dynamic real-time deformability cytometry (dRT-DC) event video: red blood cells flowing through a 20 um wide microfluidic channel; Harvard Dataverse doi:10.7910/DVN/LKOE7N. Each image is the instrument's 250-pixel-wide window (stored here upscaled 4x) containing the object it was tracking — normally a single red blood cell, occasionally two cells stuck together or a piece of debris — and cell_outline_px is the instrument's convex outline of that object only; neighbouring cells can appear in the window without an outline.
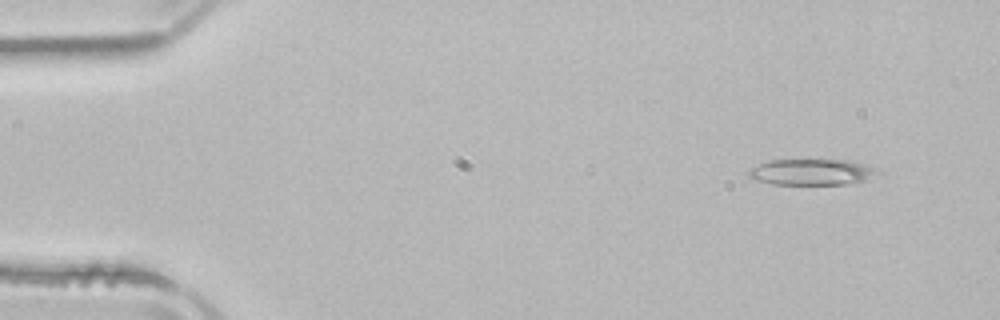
{"species": "common noctule bat (a hibernating species)", "species_latin": "Nyctalus noctula", "temperature_condition": "room temperature", "stored_images_in_passage": 48, "camera_frame_rate_fps": 3000, "um_per_image_px": 0.085, "animal": {"sex": "male", "body_mass_g": 21.5, "forearm_length_mm": 52.0}, "frame": {"image": 1, "passage_image": 4, "time_ms": 1.0, "image_size_px": [1000, 320], "cell_outline_px": [[884, 172], [868, 180], [844, 184], [772, 184], [752, 180], [748, 176], [748, 168], [768, 160], [848, 160], [880, 168]], "centroid_in_image_um": [69.03, 14.62], "position_along_channel_um": 16.0, "area_um2": 20.06}}
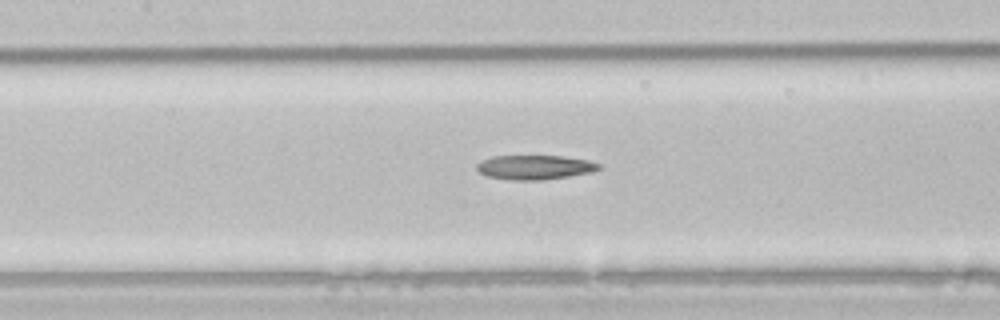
{"frame": {"image": 2, "passage_image": 23, "time_ms": 7.333, "image_size_px": [1000, 320], "cell_outline_px": [[604, 168], [592, 172], [544, 180], [512, 180], [488, 176], [480, 172], [476, 168], [476, 164], [480, 160], [492, 156], [564, 156], [588, 160], [600, 164]], "centroid_in_image_um": [45.47, 14.21], "position_along_channel_um": 161.9, "area_um2": 17.46}}
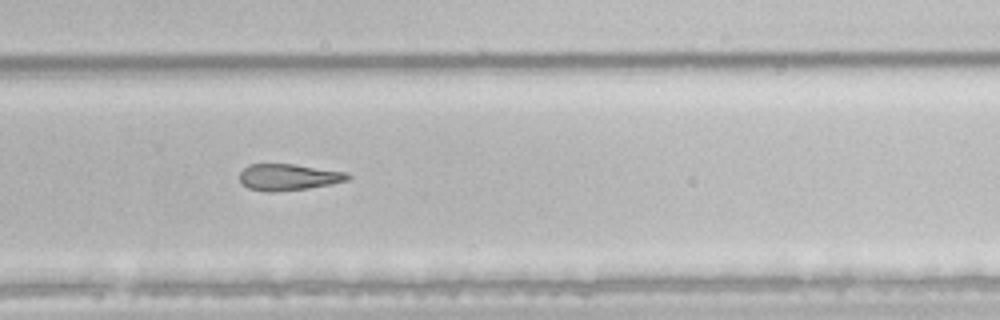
{"frame": {"image": 3, "passage_image": 34, "time_ms": 11.0, "image_size_px": [1000, 320], "cell_outline_px": [[352, 176], [348, 180], [332, 184], [308, 188], [276, 192], [268, 192], [248, 188], [240, 180], [240, 172], [248, 164], [292, 164], [344, 172]], "centroid_in_image_um": [24.5, 15.06], "position_along_channel_um": 305.3, "area_um2": 16.53}}